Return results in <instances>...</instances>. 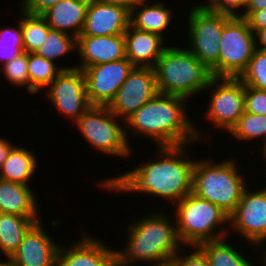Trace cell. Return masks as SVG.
<instances>
[{"mask_svg":"<svg viewBox=\"0 0 266 266\" xmlns=\"http://www.w3.org/2000/svg\"><path fill=\"white\" fill-rule=\"evenodd\" d=\"M188 144L179 146H156L153 160L133 167L119 175L101 179L96 185L113 193H140L175 205L192 192L195 159L188 156ZM189 151V152H188ZM141 165V166H140ZM156 198V199H155ZM162 199V200H160ZM160 200V201H159Z\"/></svg>","mask_w":266,"mask_h":266,"instance_id":"1","label":"cell"},{"mask_svg":"<svg viewBox=\"0 0 266 266\" xmlns=\"http://www.w3.org/2000/svg\"><path fill=\"white\" fill-rule=\"evenodd\" d=\"M188 102L187 98L181 96L158 93L125 120V134L129 144V133L146 137L144 139L152 141L155 147L192 146L197 145L198 141L201 144L202 139L206 140L204 143L208 142L211 137H205L209 134L205 135V131L198 128L189 117L186 107Z\"/></svg>","mask_w":266,"mask_h":266,"instance_id":"2","label":"cell"},{"mask_svg":"<svg viewBox=\"0 0 266 266\" xmlns=\"http://www.w3.org/2000/svg\"><path fill=\"white\" fill-rule=\"evenodd\" d=\"M142 216L126 227L125 247L121 250L115 248L116 266H141L164 261L173 258L183 248L174 214L171 216L156 209Z\"/></svg>","mask_w":266,"mask_h":266,"instance_id":"3","label":"cell"},{"mask_svg":"<svg viewBox=\"0 0 266 266\" xmlns=\"http://www.w3.org/2000/svg\"><path fill=\"white\" fill-rule=\"evenodd\" d=\"M199 159H196L193 167L192 193L213 203L230 216L245 188L251 185L245 181V172H241L238 158H227L220 162L210 156Z\"/></svg>","mask_w":266,"mask_h":266,"instance_id":"4","label":"cell"},{"mask_svg":"<svg viewBox=\"0 0 266 266\" xmlns=\"http://www.w3.org/2000/svg\"><path fill=\"white\" fill-rule=\"evenodd\" d=\"M172 44H168L153 67L159 93L187 99L203 95L213 78L210 70L187 47Z\"/></svg>","mask_w":266,"mask_h":266,"instance_id":"5","label":"cell"},{"mask_svg":"<svg viewBox=\"0 0 266 266\" xmlns=\"http://www.w3.org/2000/svg\"><path fill=\"white\" fill-rule=\"evenodd\" d=\"M172 210L175 211L172 213L179 240L185 248L228 236L229 216L192 192L177 202Z\"/></svg>","mask_w":266,"mask_h":266,"instance_id":"6","label":"cell"},{"mask_svg":"<svg viewBox=\"0 0 266 266\" xmlns=\"http://www.w3.org/2000/svg\"><path fill=\"white\" fill-rule=\"evenodd\" d=\"M74 127L85 141L98 152L109 156L130 158L134 146L125 134V121L112 113L107 106H91Z\"/></svg>","mask_w":266,"mask_h":266,"instance_id":"7","label":"cell"},{"mask_svg":"<svg viewBox=\"0 0 266 266\" xmlns=\"http://www.w3.org/2000/svg\"><path fill=\"white\" fill-rule=\"evenodd\" d=\"M185 47L218 78L219 41L225 23L232 17L209 9L190 8Z\"/></svg>","mask_w":266,"mask_h":266,"instance_id":"8","label":"cell"},{"mask_svg":"<svg viewBox=\"0 0 266 266\" xmlns=\"http://www.w3.org/2000/svg\"><path fill=\"white\" fill-rule=\"evenodd\" d=\"M256 50L255 35L241 16L224 25L219 41L218 78H239Z\"/></svg>","mask_w":266,"mask_h":266,"instance_id":"9","label":"cell"},{"mask_svg":"<svg viewBox=\"0 0 266 266\" xmlns=\"http://www.w3.org/2000/svg\"><path fill=\"white\" fill-rule=\"evenodd\" d=\"M205 91H210L209 105L203 112L206 122L228 133L245 112L244 84L238 78L213 77Z\"/></svg>","mask_w":266,"mask_h":266,"instance_id":"10","label":"cell"},{"mask_svg":"<svg viewBox=\"0 0 266 266\" xmlns=\"http://www.w3.org/2000/svg\"><path fill=\"white\" fill-rule=\"evenodd\" d=\"M265 186L262 185L261 189H252L248 185L235 211L229 216L228 236L231 238L233 232H236L237 236H240L242 240L244 239L243 242L248 243V246L245 247L250 248L251 246V250L255 249L254 245L258 241L266 239Z\"/></svg>","mask_w":266,"mask_h":266,"instance_id":"11","label":"cell"},{"mask_svg":"<svg viewBox=\"0 0 266 266\" xmlns=\"http://www.w3.org/2000/svg\"><path fill=\"white\" fill-rule=\"evenodd\" d=\"M46 89L48 91L44 94L45 98L56 107L62 117L71 119V123H75L92 106L81 69L63 70Z\"/></svg>","mask_w":266,"mask_h":266,"instance_id":"12","label":"cell"},{"mask_svg":"<svg viewBox=\"0 0 266 266\" xmlns=\"http://www.w3.org/2000/svg\"><path fill=\"white\" fill-rule=\"evenodd\" d=\"M158 93L153 68L134 67L107 107L125 121Z\"/></svg>","mask_w":266,"mask_h":266,"instance_id":"13","label":"cell"},{"mask_svg":"<svg viewBox=\"0 0 266 266\" xmlns=\"http://www.w3.org/2000/svg\"><path fill=\"white\" fill-rule=\"evenodd\" d=\"M135 66L127 58L94 65L82 71L92 106H108Z\"/></svg>","mask_w":266,"mask_h":266,"instance_id":"14","label":"cell"},{"mask_svg":"<svg viewBox=\"0 0 266 266\" xmlns=\"http://www.w3.org/2000/svg\"><path fill=\"white\" fill-rule=\"evenodd\" d=\"M81 236L79 240L70 241L67 247L60 244L56 266H116L113 246L108 247L100 236L94 237L90 232Z\"/></svg>","mask_w":266,"mask_h":266,"instance_id":"15","label":"cell"},{"mask_svg":"<svg viewBox=\"0 0 266 266\" xmlns=\"http://www.w3.org/2000/svg\"><path fill=\"white\" fill-rule=\"evenodd\" d=\"M45 226L40 220L26 232L20 246L10 257L17 266H56L60 244L56 240L54 242Z\"/></svg>","mask_w":266,"mask_h":266,"instance_id":"16","label":"cell"},{"mask_svg":"<svg viewBox=\"0 0 266 266\" xmlns=\"http://www.w3.org/2000/svg\"><path fill=\"white\" fill-rule=\"evenodd\" d=\"M130 25V11L124 7L90 0L83 30L79 36L124 34Z\"/></svg>","mask_w":266,"mask_h":266,"instance_id":"17","label":"cell"},{"mask_svg":"<svg viewBox=\"0 0 266 266\" xmlns=\"http://www.w3.org/2000/svg\"><path fill=\"white\" fill-rule=\"evenodd\" d=\"M76 54L79 55L76 68H84L118 61L126 58L124 34L108 36H79Z\"/></svg>","mask_w":266,"mask_h":266,"instance_id":"18","label":"cell"},{"mask_svg":"<svg viewBox=\"0 0 266 266\" xmlns=\"http://www.w3.org/2000/svg\"><path fill=\"white\" fill-rule=\"evenodd\" d=\"M124 37L126 58L135 67L153 68L168 46L160 35L138 30L131 25L125 31Z\"/></svg>","mask_w":266,"mask_h":266,"instance_id":"19","label":"cell"},{"mask_svg":"<svg viewBox=\"0 0 266 266\" xmlns=\"http://www.w3.org/2000/svg\"><path fill=\"white\" fill-rule=\"evenodd\" d=\"M153 1L155 2L140 0L130 11V25L138 30L158 34L167 41L166 33L170 31L171 22L174 20L173 8L167 6L163 0Z\"/></svg>","mask_w":266,"mask_h":266,"instance_id":"20","label":"cell"},{"mask_svg":"<svg viewBox=\"0 0 266 266\" xmlns=\"http://www.w3.org/2000/svg\"><path fill=\"white\" fill-rule=\"evenodd\" d=\"M89 2L90 0H60L42 15L50 28L78 38L85 24Z\"/></svg>","mask_w":266,"mask_h":266,"instance_id":"21","label":"cell"},{"mask_svg":"<svg viewBox=\"0 0 266 266\" xmlns=\"http://www.w3.org/2000/svg\"><path fill=\"white\" fill-rule=\"evenodd\" d=\"M31 187L0 179V213L40 218L39 199Z\"/></svg>","mask_w":266,"mask_h":266,"instance_id":"22","label":"cell"},{"mask_svg":"<svg viewBox=\"0 0 266 266\" xmlns=\"http://www.w3.org/2000/svg\"><path fill=\"white\" fill-rule=\"evenodd\" d=\"M37 155L33 149L15 145L0 168V179L30 185L29 182L39 166Z\"/></svg>","mask_w":266,"mask_h":266,"instance_id":"23","label":"cell"},{"mask_svg":"<svg viewBox=\"0 0 266 266\" xmlns=\"http://www.w3.org/2000/svg\"><path fill=\"white\" fill-rule=\"evenodd\" d=\"M229 236L218 240H212L198 245L197 247L205 254L208 259L209 266H255V259H248L242 246L236 247L228 240ZM251 260V261H250ZM253 263V264H252ZM259 262L256 266H259Z\"/></svg>","mask_w":266,"mask_h":266,"instance_id":"24","label":"cell"},{"mask_svg":"<svg viewBox=\"0 0 266 266\" xmlns=\"http://www.w3.org/2000/svg\"><path fill=\"white\" fill-rule=\"evenodd\" d=\"M40 218H27L15 214L0 213V253L11 257L20 246L30 227Z\"/></svg>","mask_w":266,"mask_h":266,"instance_id":"25","label":"cell"},{"mask_svg":"<svg viewBox=\"0 0 266 266\" xmlns=\"http://www.w3.org/2000/svg\"><path fill=\"white\" fill-rule=\"evenodd\" d=\"M58 65L53 61L37 56L35 53H28L29 93L31 95L34 94L35 96L41 90H46L63 70L76 68V65L63 67Z\"/></svg>","mask_w":266,"mask_h":266,"instance_id":"26","label":"cell"},{"mask_svg":"<svg viewBox=\"0 0 266 266\" xmlns=\"http://www.w3.org/2000/svg\"><path fill=\"white\" fill-rule=\"evenodd\" d=\"M21 29L24 52L35 53L45 43L50 27L43 15L32 14L21 8Z\"/></svg>","mask_w":266,"mask_h":266,"instance_id":"27","label":"cell"},{"mask_svg":"<svg viewBox=\"0 0 266 266\" xmlns=\"http://www.w3.org/2000/svg\"><path fill=\"white\" fill-rule=\"evenodd\" d=\"M76 47L77 38L63 31L50 28L45 43L35 51V54L58 64V59L66 57L72 51L74 54Z\"/></svg>","mask_w":266,"mask_h":266,"instance_id":"28","label":"cell"},{"mask_svg":"<svg viewBox=\"0 0 266 266\" xmlns=\"http://www.w3.org/2000/svg\"><path fill=\"white\" fill-rule=\"evenodd\" d=\"M236 142L249 143L250 141L259 140L262 143L266 140V115H258L249 112L239 118L237 123L228 132ZM244 141V142H243Z\"/></svg>","mask_w":266,"mask_h":266,"instance_id":"29","label":"cell"},{"mask_svg":"<svg viewBox=\"0 0 266 266\" xmlns=\"http://www.w3.org/2000/svg\"><path fill=\"white\" fill-rule=\"evenodd\" d=\"M16 13L17 26L0 28V67L24 52L21 29V8Z\"/></svg>","mask_w":266,"mask_h":266,"instance_id":"30","label":"cell"},{"mask_svg":"<svg viewBox=\"0 0 266 266\" xmlns=\"http://www.w3.org/2000/svg\"><path fill=\"white\" fill-rule=\"evenodd\" d=\"M238 79L244 85L266 90V51L256 49L247 68Z\"/></svg>","mask_w":266,"mask_h":266,"instance_id":"31","label":"cell"},{"mask_svg":"<svg viewBox=\"0 0 266 266\" xmlns=\"http://www.w3.org/2000/svg\"><path fill=\"white\" fill-rule=\"evenodd\" d=\"M4 78L13 87H21L29 93L28 53L23 52L2 67Z\"/></svg>","mask_w":266,"mask_h":266,"instance_id":"32","label":"cell"},{"mask_svg":"<svg viewBox=\"0 0 266 266\" xmlns=\"http://www.w3.org/2000/svg\"><path fill=\"white\" fill-rule=\"evenodd\" d=\"M244 105L246 112L266 115V90L244 85Z\"/></svg>","mask_w":266,"mask_h":266,"instance_id":"33","label":"cell"},{"mask_svg":"<svg viewBox=\"0 0 266 266\" xmlns=\"http://www.w3.org/2000/svg\"><path fill=\"white\" fill-rule=\"evenodd\" d=\"M188 249L192 250L188 253L183 246L174 255L173 260L175 266H209L207 257L197 246L188 247Z\"/></svg>","mask_w":266,"mask_h":266,"instance_id":"34","label":"cell"},{"mask_svg":"<svg viewBox=\"0 0 266 266\" xmlns=\"http://www.w3.org/2000/svg\"><path fill=\"white\" fill-rule=\"evenodd\" d=\"M248 3L249 0H217L209 10L229 16H242Z\"/></svg>","mask_w":266,"mask_h":266,"instance_id":"35","label":"cell"},{"mask_svg":"<svg viewBox=\"0 0 266 266\" xmlns=\"http://www.w3.org/2000/svg\"><path fill=\"white\" fill-rule=\"evenodd\" d=\"M60 0H22L19 7L32 14H43Z\"/></svg>","mask_w":266,"mask_h":266,"instance_id":"36","label":"cell"},{"mask_svg":"<svg viewBox=\"0 0 266 266\" xmlns=\"http://www.w3.org/2000/svg\"><path fill=\"white\" fill-rule=\"evenodd\" d=\"M241 17L247 20L253 33L266 28V7L259 11H244Z\"/></svg>","mask_w":266,"mask_h":266,"instance_id":"37","label":"cell"},{"mask_svg":"<svg viewBox=\"0 0 266 266\" xmlns=\"http://www.w3.org/2000/svg\"><path fill=\"white\" fill-rule=\"evenodd\" d=\"M10 141V139L7 140V137L4 138V136H0V168L7 159L11 149L15 146L14 143H11Z\"/></svg>","mask_w":266,"mask_h":266,"instance_id":"38","label":"cell"},{"mask_svg":"<svg viewBox=\"0 0 266 266\" xmlns=\"http://www.w3.org/2000/svg\"><path fill=\"white\" fill-rule=\"evenodd\" d=\"M98 1L107 4L118 5L126 8L129 11H131L140 2V0H98Z\"/></svg>","mask_w":266,"mask_h":266,"instance_id":"39","label":"cell"},{"mask_svg":"<svg viewBox=\"0 0 266 266\" xmlns=\"http://www.w3.org/2000/svg\"><path fill=\"white\" fill-rule=\"evenodd\" d=\"M256 49L266 51V28L257 30L255 33Z\"/></svg>","mask_w":266,"mask_h":266,"instance_id":"40","label":"cell"},{"mask_svg":"<svg viewBox=\"0 0 266 266\" xmlns=\"http://www.w3.org/2000/svg\"><path fill=\"white\" fill-rule=\"evenodd\" d=\"M266 7V0H249L245 11H259Z\"/></svg>","mask_w":266,"mask_h":266,"instance_id":"41","label":"cell"},{"mask_svg":"<svg viewBox=\"0 0 266 266\" xmlns=\"http://www.w3.org/2000/svg\"><path fill=\"white\" fill-rule=\"evenodd\" d=\"M261 246V247H260ZM254 248H256V250L258 251V249H259V251H260V254H261V252H262V255H260V254H258V256L260 257V258H258V259H260L261 261H262V263H261V265L263 266H266V239H262V240H260V241H258L255 245H254ZM263 248V249H262ZM260 249H262V250H260Z\"/></svg>","mask_w":266,"mask_h":266,"instance_id":"42","label":"cell"},{"mask_svg":"<svg viewBox=\"0 0 266 266\" xmlns=\"http://www.w3.org/2000/svg\"><path fill=\"white\" fill-rule=\"evenodd\" d=\"M146 265L147 266H175L173 258H170L164 261L150 263V265L149 264H146Z\"/></svg>","mask_w":266,"mask_h":266,"instance_id":"43","label":"cell"},{"mask_svg":"<svg viewBox=\"0 0 266 266\" xmlns=\"http://www.w3.org/2000/svg\"><path fill=\"white\" fill-rule=\"evenodd\" d=\"M207 3H197L196 5L192 6L193 8H197V9H209L217 0H204Z\"/></svg>","mask_w":266,"mask_h":266,"instance_id":"44","label":"cell"},{"mask_svg":"<svg viewBox=\"0 0 266 266\" xmlns=\"http://www.w3.org/2000/svg\"><path fill=\"white\" fill-rule=\"evenodd\" d=\"M6 260L0 259V266H17L15 262L10 257H5Z\"/></svg>","mask_w":266,"mask_h":266,"instance_id":"45","label":"cell"},{"mask_svg":"<svg viewBox=\"0 0 266 266\" xmlns=\"http://www.w3.org/2000/svg\"><path fill=\"white\" fill-rule=\"evenodd\" d=\"M261 146H262V148L260 149L261 152L260 153L258 152V154H260V155L262 154L261 156L264 158L263 159V160H265L264 162H266V140L263 142V144L261 143L260 147Z\"/></svg>","mask_w":266,"mask_h":266,"instance_id":"46","label":"cell"}]
</instances>
